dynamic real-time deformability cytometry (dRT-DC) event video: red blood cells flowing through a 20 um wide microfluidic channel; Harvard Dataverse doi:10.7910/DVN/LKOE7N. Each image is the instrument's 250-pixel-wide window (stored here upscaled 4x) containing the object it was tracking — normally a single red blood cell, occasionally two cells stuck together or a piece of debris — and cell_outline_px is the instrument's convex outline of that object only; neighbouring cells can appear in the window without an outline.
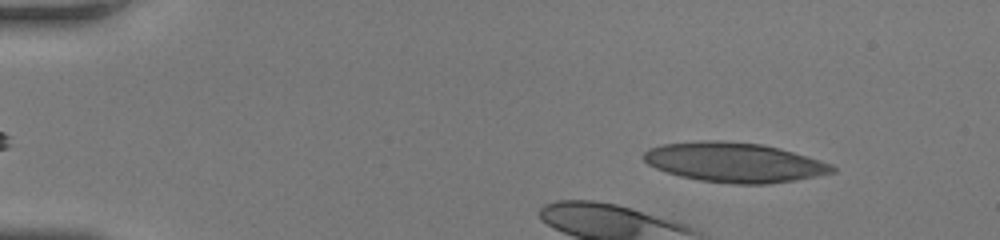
{"species": "human", "species_latin": "Homo sapiens", "temperature_condition": "room temperature", "stored_images_in_passage": 38, "camera_frame_rate_fps": 3000, "um_per_image_px": 0.085, "donor": {"sex": "female"}, "frame": {"image": 1, "passage_image": 5, "time_ms": 1.333, "image_size_px": [1000, 240], "cell_outline_px": [[836, 172], [796, 180], [768, 184], [736, 184], [700, 180], [680, 176], [656, 168], [648, 164], [644, 160], [644, 152], [648, 148], [664, 144], [704, 140], [720, 140], [760, 144], [780, 148], [820, 160], [832, 164], [836, 168]], "centroid_in_image_um": [62.44, 13.8], "position_along_channel_um": 22.6, "area_um2": 43.47}}
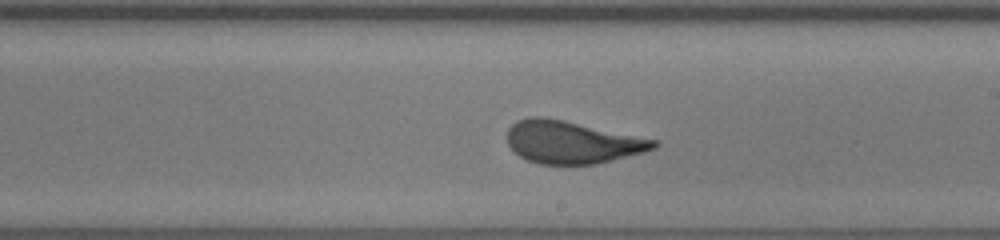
{"frame": {"image": 2, "passage_image": 25, "time_ms": 8.0, "image_size_px": [1000, 240], "cell_outline_px": [[660, 144], [656, 148], [644, 152], [596, 164], [540, 164], [528, 160], [520, 156], [508, 144], [508, 128], [516, 120], [528, 116], [544, 116], [564, 120], [660, 140]], "centroid_in_image_um": [48.65, 12.07], "position_along_channel_um": 240.3, "area_um2": 36.53}}
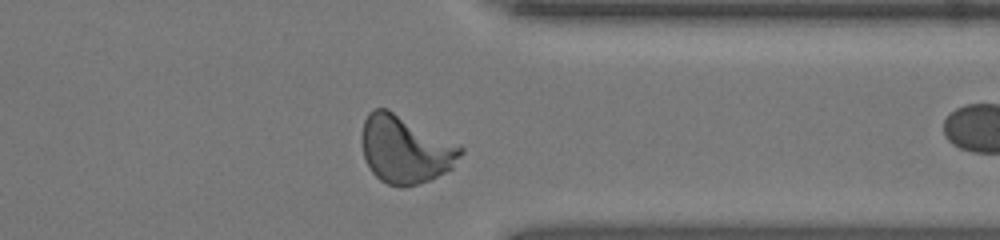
{"frame": {"image": 3, "passage_image": 35, "time_ms": 11.333, "image_size_px": [1000, 240], "cell_outline_px": [[464, 152], [452, 168], [428, 180], [404, 188], [400, 188], [388, 184], [380, 180], [372, 172], [364, 156], [360, 140], [360, 136], [364, 120], [368, 112], [372, 108], [388, 108], [460, 144], [464, 148]], "centroid_in_image_um": [34.44, 12.67], "position_along_channel_um": 377.0, "area_um2": 39.48}}